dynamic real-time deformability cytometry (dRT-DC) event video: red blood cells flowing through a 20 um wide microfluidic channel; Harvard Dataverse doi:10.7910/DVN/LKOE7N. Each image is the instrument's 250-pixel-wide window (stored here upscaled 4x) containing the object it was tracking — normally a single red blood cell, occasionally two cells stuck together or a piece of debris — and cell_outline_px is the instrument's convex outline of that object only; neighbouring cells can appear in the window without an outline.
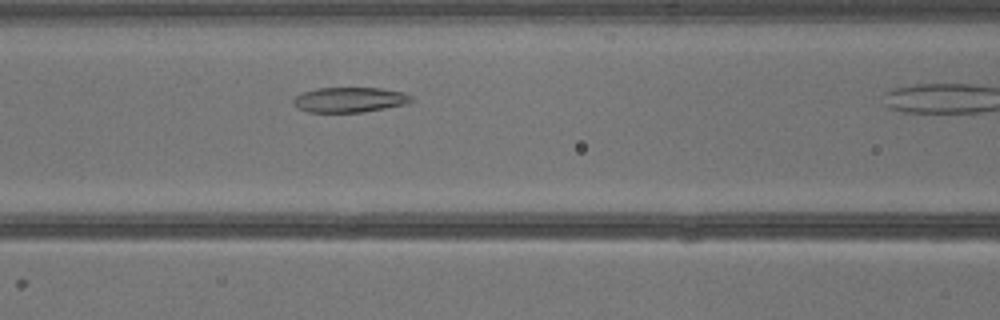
{"species": "common noctule bat (a hibernating species)", "species_latin": "Nyctalus noctula", "temperature_condition": "warm", "stored_images_in_passage": 13, "camera_frame_rate_fps": 3000, "um_per_image_px": 0.085, "animal": {"sex": "male", "body_mass_g": 13.3}, "frame": {"image": 1, "passage_image": 8, "time_ms": 2.333, "image_size_px": [1000, 320], "cell_outline_px": [[416, 100], [408, 104], [360, 112], [308, 112], [296, 108], [292, 100], [296, 96], [304, 92], [316, 88], [380, 88], [404, 92], [412, 96]], "centroid_in_image_um": [29.75, 8.48], "position_along_channel_um": 136.9, "area_um2": 17.34}}
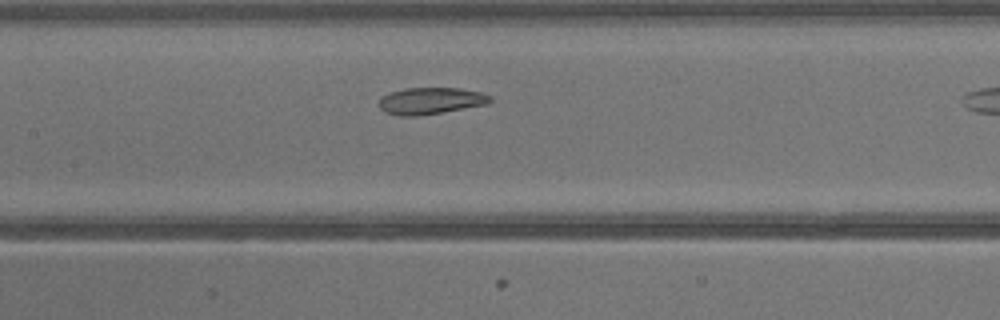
{"frame": {"image": 2, "passage_image": 10, "time_ms": 3.0, "image_size_px": [1000, 320], "cell_outline_px": [[492, 100], [488, 104], [416, 116], [400, 116], [384, 112], [380, 108], [380, 96], [404, 88], [460, 88], [480, 92], [492, 96]], "centroid_in_image_um": [36.6, 8.56], "position_along_channel_um": 170.8, "area_um2": 17.22}}